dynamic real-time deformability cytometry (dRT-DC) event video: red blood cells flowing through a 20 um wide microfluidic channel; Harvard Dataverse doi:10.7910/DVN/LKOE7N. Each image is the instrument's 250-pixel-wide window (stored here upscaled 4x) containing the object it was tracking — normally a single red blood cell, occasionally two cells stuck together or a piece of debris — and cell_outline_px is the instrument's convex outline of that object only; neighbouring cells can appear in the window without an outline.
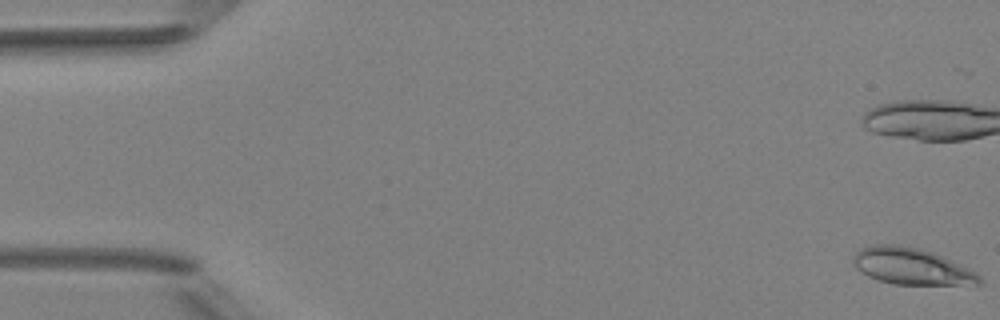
{"species": "Egyptian fruit bat (a non-hibernating species)", "species_latin": "Rousettus aegyptiacus", "temperature_condition": "room temperature", "stored_images_in_passage": 9, "camera_frame_rate_fps": 3000, "um_per_image_px": 0.085, "animal": {"sex": "female"}, "frame": {"image": 1, "passage_image": 1, "time_ms": 0.0, "image_size_px": [1000, 320], "cell_outline_px": [[980, 284], [892, 284], [868, 276], [856, 268], [852, 264], [852, 260], [856, 252], [860, 248], [876, 244], [900, 244], [920, 248], [932, 252], [960, 264], [976, 272], [980, 276]], "centroid_in_image_um": [77.43, 22.62], "position_along_channel_um": 7.6, "area_um2": 26.7}}
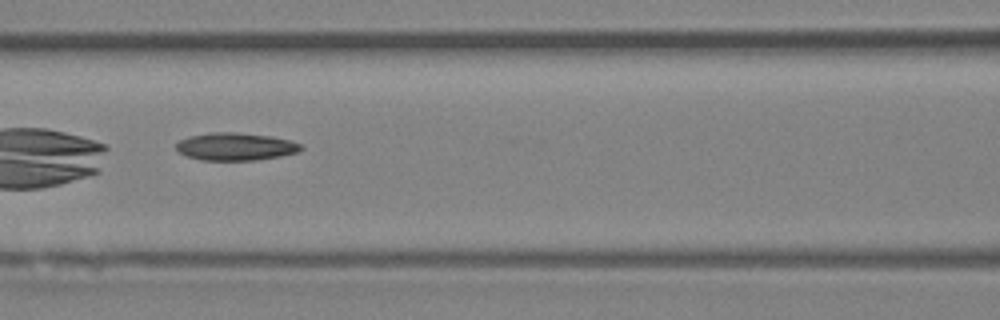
{"frame": {"image": 2, "passage_image": 7, "time_ms": 7.667, "image_size_px": [1000, 320], "cell_outline_px": [[304, 148], [300, 152], [280, 156], [256, 160], [200, 160], [188, 156], [180, 152], [176, 148], [176, 144], [180, 140], [192, 136], [212, 132], [236, 132], [272, 136], [292, 140], [300, 144]], "centroid_in_image_um": [20.08, 12.46], "position_along_channel_um": 146.5, "area_um2": 20.11}}
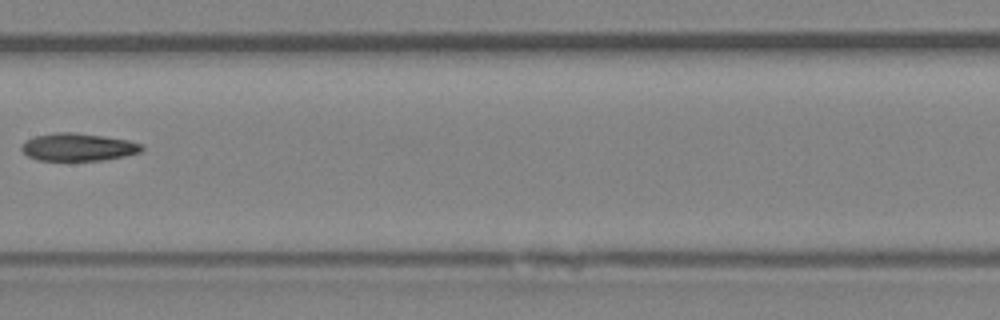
{"frame": {"image": 3, "passage_image": 8, "time_ms": 9.0, "image_size_px": [1000, 320], "cell_outline_px": [[144, 148], [140, 152], [124, 156], [104, 160], [36, 160], [28, 156], [20, 148], [20, 144], [24, 140], [36, 136], [56, 132], [72, 132], [104, 136], [128, 140], [140, 144]], "centroid_in_image_um": [6.59, 12.5], "position_along_channel_um": 200.8, "area_um2": 19.36}}